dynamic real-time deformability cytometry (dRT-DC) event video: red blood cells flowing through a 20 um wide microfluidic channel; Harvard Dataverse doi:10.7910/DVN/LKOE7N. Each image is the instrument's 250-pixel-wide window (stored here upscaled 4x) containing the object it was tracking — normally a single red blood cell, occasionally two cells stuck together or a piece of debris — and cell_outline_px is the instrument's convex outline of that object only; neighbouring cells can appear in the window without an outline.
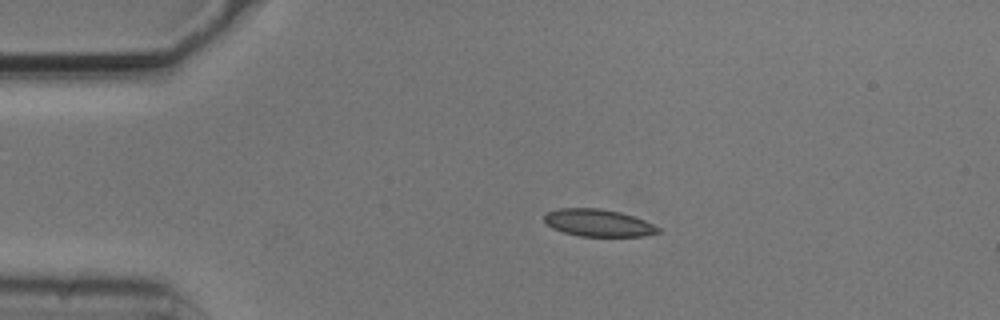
{"species": "common noctule bat (a hibernating species)", "species_latin": "Nyctalus noctula", "temperature_condition": "cold", "stored_images_in_passage": 4, "camera_frame_rate_fps": 3000, "um_per_image_px": 0.085, "animal": {"sex": "male", "body_mass_g": 20.5, "forearm_length_mm": 52.5}, "frame": {"image": 1, "passage_image": 1, "time_ms": 0.0, "image_size_px": [1000, 320], "cell_outline_px": [[660, 232], [644, 236], [580, 236], [564, 232], [552, 228], [544, 220], [544, 216], [548, 212], [560, 208], [600, 208], [620, 212], [644, 220], [660, 228]], "centroid_in_image_um": [50.85, 18.94], "position_along_channel_um": 34.1, "area_um2": 17.92}}